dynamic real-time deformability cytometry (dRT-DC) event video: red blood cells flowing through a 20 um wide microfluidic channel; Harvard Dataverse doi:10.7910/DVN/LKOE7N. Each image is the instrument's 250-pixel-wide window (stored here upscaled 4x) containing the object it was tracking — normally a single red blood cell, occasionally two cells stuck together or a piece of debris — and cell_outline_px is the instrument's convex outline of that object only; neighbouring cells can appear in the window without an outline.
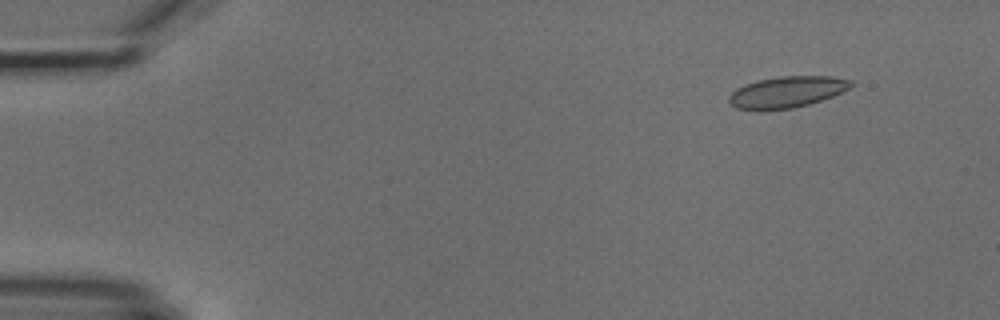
{"species": "common noctule bat (a hibernating species)", "species_latin": "Nyctalus noctula", "temperature_condition": "cold", "stored_images_in_passage": 6, "camera_frame_rate_fps": 3000, "um_per_image_px": 0.085, "animal": {"sex": "male", "body_mass_g": 18.8}, "frame": {"image": 1, "passage_image": 6, "time_ms": 6.667, "image_size_px": [1000, 320], "cell_outline_px": [[856, 84], [832, 96], [808, 104], [792, 108], [736, 108], [728, 100], [728, 96], [736, 88], [744, 84], [760, 80], [780, 76], [832, 76], [852, 80]], "centroid_in_image_um": [66.92, 7.78], "position_along_channel_um": 18.1, "area_um2": 21.68}}